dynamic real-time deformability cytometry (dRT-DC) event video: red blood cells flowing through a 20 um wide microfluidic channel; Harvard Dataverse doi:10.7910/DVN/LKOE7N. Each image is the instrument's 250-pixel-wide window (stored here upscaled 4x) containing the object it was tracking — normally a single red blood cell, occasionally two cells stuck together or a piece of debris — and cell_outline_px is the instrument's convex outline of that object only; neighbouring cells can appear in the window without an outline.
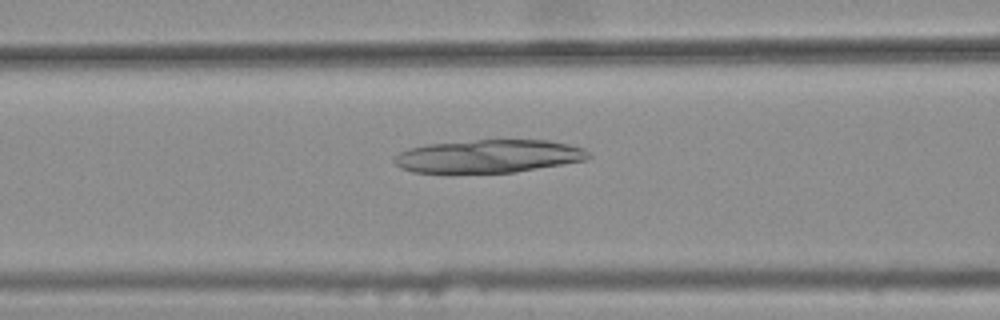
{"species": "common noctule bat (a hibernating species)", "species_latin": "Nyctalus noctula", "temperature_condition": "warm", "stored_images_in_passage": 46, "camera_frame_rate_fps": 3000, "um_per_image_px": 0.085, "animal": {"sex": "female", "body_mass_g": 25.1}, "frame": {"image": 1, "passage_image": 21, "time_ms": 6.667, "image_size_px": [1000, 320], "cell_outline_px": [[592, 156], [584, 160], [516, 172], [412, 172], [400, 168], [392, 160], [400, 152], [424, 144], [476, 140], [548, 140], [568, 144], [584, 148]], "centroid_in_image_um": [41.53, 13.27], "position_along_channel_um": 125.1, "area_um2": 37.11}}
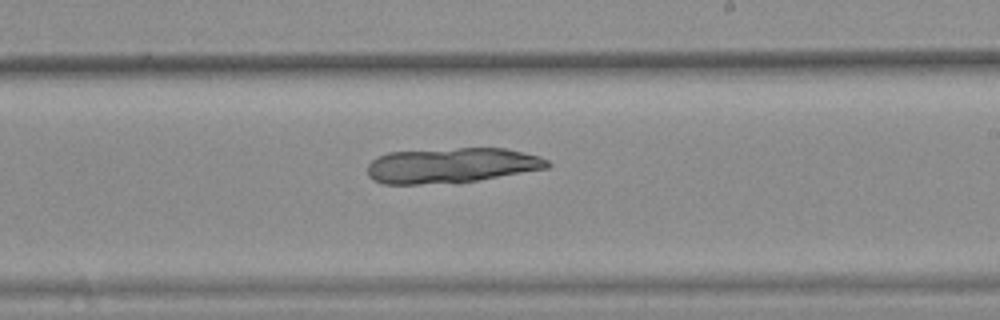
{"frame": {"image": 2, "passage_image": 31, "time_ms": 10.0, "image_size_px": [1000, 320], "cell_outline_px": [[552, 164], [548, 168], [476, 180], [420, 184], [384, 184], [368, 176], [368, 164], [376, 156], [388, 152], [456, 148], [504, 148], [540, 156], [548, 160]], "centroid_in_image_um": [38.36, 14.04], "position_along_channel_um": 250.6, "area_um2": 36.65}}
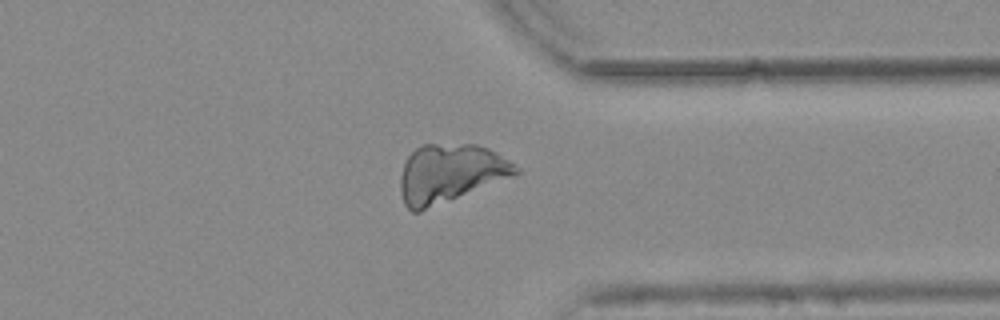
{"frame": {"image": 3, "passage_image": 41, "time_ms": 13.333, "image_size_px": [1000, 320], "cell_outline_px": [[520, 172], [516, 176], [420, 212], [412, 212], [404, 204], [400, 188], [400, 176], [404, 164], [408, 156], [416, 148], [424, 144], [476, 144], [488, 148], [496, 152], [520, 168]], "centroid_in_image_um": [38.28, 14.75], "position_along_channel_um": 373.1, "area_um2": 39.59}}